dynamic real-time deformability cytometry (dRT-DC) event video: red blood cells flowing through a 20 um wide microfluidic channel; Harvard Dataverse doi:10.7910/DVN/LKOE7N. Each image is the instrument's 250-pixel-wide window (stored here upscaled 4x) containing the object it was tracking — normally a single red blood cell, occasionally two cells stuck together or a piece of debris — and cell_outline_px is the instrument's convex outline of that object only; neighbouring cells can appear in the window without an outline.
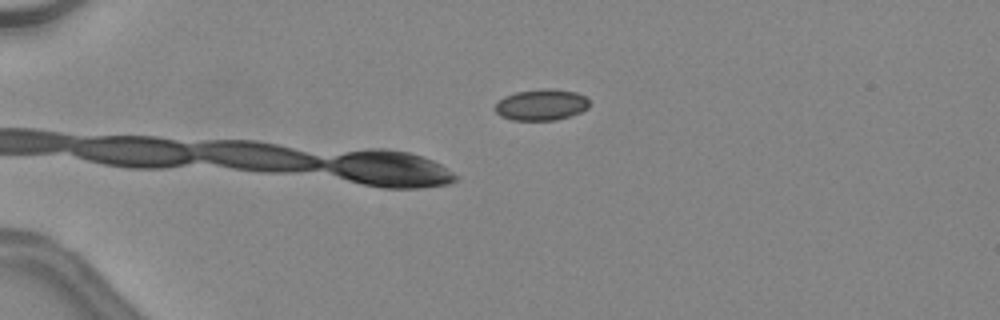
{"species": "common noctule bat (a hibernating species)", "species_latin": "Nyctalus noctula", "temperature_condition": "warm", "stored_images_in_passage": 12, "camera_frame_rate_fps": 3000, "um_per_image_px": 0.085, "animal": {"sex": "female", "body_mass_g": 24.6, "forearm_length_mm": 56.2}, "frame": {"image": 1, "passage_image": 12, "time_ms": 3.667, "image_size_px": [1000, 320], "cell_outline_px": [[588, 108], [572, 116], [556, 120], [512, 120], [500, 116], [492, 108], [504, 96], [516, 92], [544, 88], [548, 88], [576, 92], [588, 96]], "centroid_in_image_um": [46.01, 8.91], "position_along_channel_um": 39.0, "area_um2": 17.34}}